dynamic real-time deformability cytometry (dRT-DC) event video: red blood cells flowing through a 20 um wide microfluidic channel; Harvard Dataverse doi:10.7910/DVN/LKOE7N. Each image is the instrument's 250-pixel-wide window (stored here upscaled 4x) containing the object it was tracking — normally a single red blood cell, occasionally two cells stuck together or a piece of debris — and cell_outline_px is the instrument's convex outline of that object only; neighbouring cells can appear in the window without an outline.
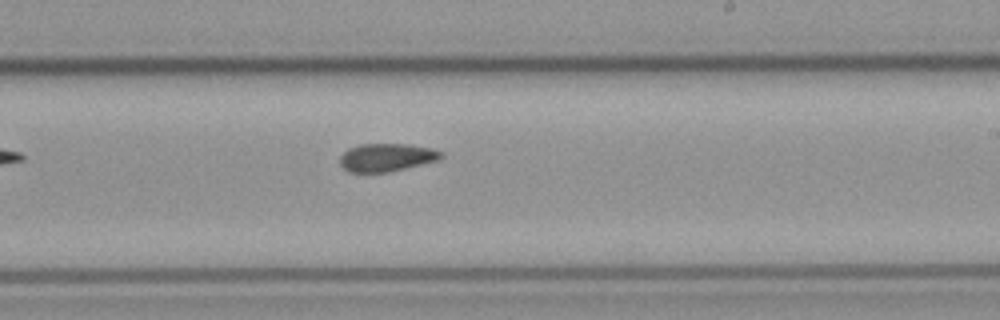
{"species": "common noctule bat (a hibernating species)", "species_latin": "Nyctalus noctula", "temperature_condition": "cold", "stored_images_in_passage": 8, "camera_frame_rate_fps": 3000, "um_per_image_px": 0.085, "animal": {"sex": "male", "body_mass_g": 23.1, "forearm_length_mm": 52.7}, "frame": {"image": 1, "passage_image": 8, "time_ms": 9.0, "image_size_px": [1000, 320], "cell_outline_px": [[444, 156], [440, 160], [388, 172], [348, 172], [340, 164], [340, 156], [348, 148], [360, 144], [408, 144], [432, 148], [440, 152]], "centroid_in_image_um": [32.86, 13.38], "position_along_channel_um": 256.1, "area_um2": 16.53}}